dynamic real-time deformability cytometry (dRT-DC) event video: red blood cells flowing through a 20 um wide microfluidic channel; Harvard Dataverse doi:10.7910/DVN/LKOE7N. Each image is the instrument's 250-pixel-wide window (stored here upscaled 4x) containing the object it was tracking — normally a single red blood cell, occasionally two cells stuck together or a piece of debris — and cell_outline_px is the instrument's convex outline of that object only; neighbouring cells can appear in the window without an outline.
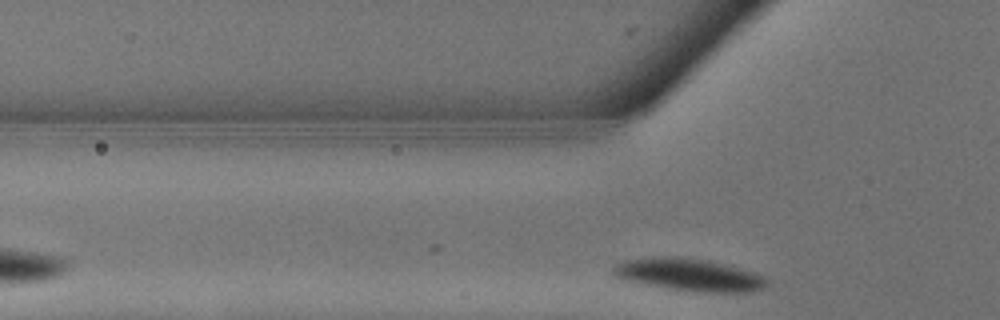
{"species": "common noctule bat (a hibernating species)", "species_latin": "Nyctalus noctula", "temperature_condition": "warm", "stored_images_in_passage": 7, "camera_frame_rate_fps": 3000, "um_per_image_px": 0.085, "animal": {"sex": "male", "body_mass_g": 13.3}, "frame": {"image": 1, "passage_image": 4, "time_ms": 1.0, "image_size_px": [1000, 320], "cell_outline_px": [[768, 284], [760, 288], [748, 292], [708, 292], [676, 288], [628, 280], [616, 276], [612, 272], [612, 268], [616, 264], [624, 260], [676, 256], [704, 260], [724, 264], [752, 272], [764, 276], [768, 280]], "centroid_in_image_um": [58.61, 23.34], "position_along_channel_um": 67.2, "area_um2": 27.8}}
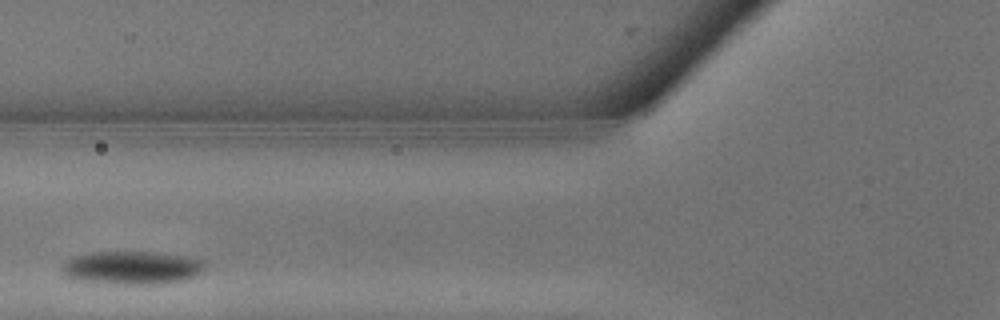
{"frame": {"image": 2, "passage_image": 6, "time_ms": 1.667, "image_size_px": [1000, 320], "cell_outline_px": [[204, 272], [184, 280], [152, 284], [128, 284], [80, 280], [64, 276], [64, 264], [68, 260], [76, 256], [92, 252], [164, 252], [188, 256], [204, 260]], "centroid_in_image_um": [11.31, 22.74], "position_along_channel_um": 114.5, "area_um2": 27.46}}